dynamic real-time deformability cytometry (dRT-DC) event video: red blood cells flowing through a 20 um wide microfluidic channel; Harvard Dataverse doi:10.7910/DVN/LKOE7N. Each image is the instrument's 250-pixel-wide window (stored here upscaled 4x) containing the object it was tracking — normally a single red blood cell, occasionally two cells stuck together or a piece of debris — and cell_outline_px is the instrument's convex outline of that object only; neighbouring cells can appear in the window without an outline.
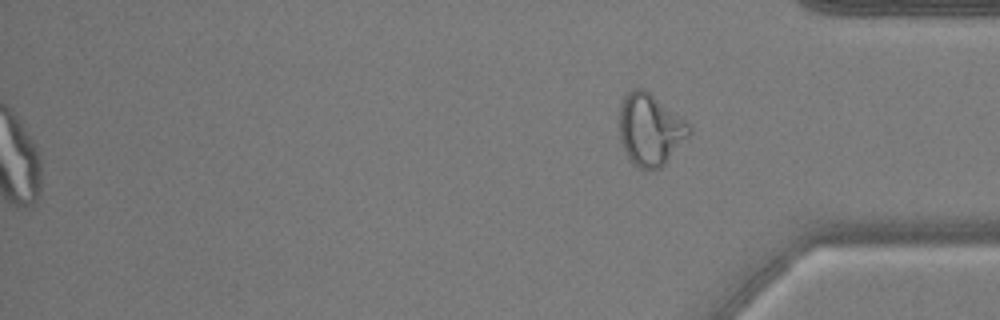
{"species": "common noctule bat (a hibernating species)", "species_latin": "Nyctalus noctula", "temperature_condition": "warm", "stored_images_in_passage": 35, "camera_frame_rate_fps": 3000, "um_per_image_px": 0.085, "animal": {"sex": "male", "body_mass_g": 17.9, "forearm_length_mm": 54.2}, "frame": {"image": 1, "passage_image": 35, "time_ms": 11.333, "image_size_px": [1000, 320], "cell_outline_px": [[692, 132], [664, 164], [660, 168], [648, 172], [632, 164], [620, 140], [620, 104], [624, 96], [632, 88], [644, 88], [684, 120], [692, 128]], "centroid_in_image_um": [55.24, 11.03], "position_along_channel_um": 380.0, "area_um2": 29.02}}